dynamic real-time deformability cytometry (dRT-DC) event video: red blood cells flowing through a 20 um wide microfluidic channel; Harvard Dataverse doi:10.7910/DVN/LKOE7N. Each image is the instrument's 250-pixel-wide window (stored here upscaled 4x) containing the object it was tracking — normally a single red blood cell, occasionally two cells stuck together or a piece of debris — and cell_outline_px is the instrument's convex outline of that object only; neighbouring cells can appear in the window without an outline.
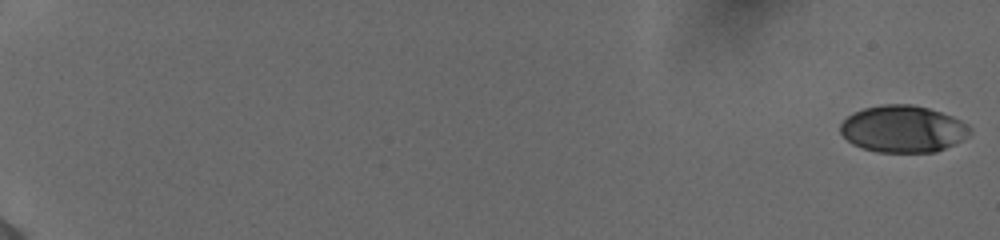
{"species": "human", "species_latin": "Homo sapiens", "temperature_condition": "cold", "stored_images_in_passage": 56, "camera_frame_rate_fps": 3000, "um_per_image_px": 0.085, "donor": {"sex": "female"}, "frame": {"image": 1, "passage_image": 1, "time_ms": 0.0, "image_size_px": [1000, 240], "cell_outline_px": [[972, 132], [968, 136], [936, 152], [876, 152], [852, 144], [840, 132], [840, 124], [852, 112], [864, 108], [880, 104], [912, 104], [928, 108], [952, 116], [968, 124], [972, 128]], "centroid_in_image_um": [76.74, 10.95], "position_along_channel_um": 8.3, "area_um2": 35.43}}
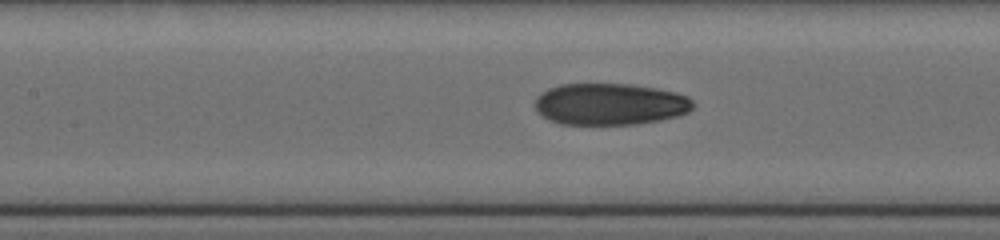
{"frame": {"image": 2, "passage_image": 30, "time_ms": 9.667, "image_size_px": [1000, 240], "cell_outline_px": [[692, 108], [688, 112], [676, 116], [660, 120], [636, 124], [560, 124], [548, 120], [536, 112], [536, 96], [548, 88], [560, 84], [632, 84], [656, 88], [676, 92], [688, 96], [692, 100]], "centroid_in_image_um": [51.82, 8.85], "position_along_channel_um": 155.6, "area_um2": 38.55}}
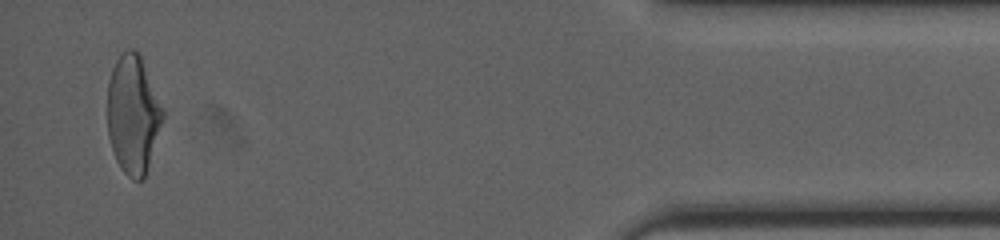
{"frame": {"image": 3, "passage_image": 55, "time_ms": 18.0, "image_size_px": [1000, 240], "cell_outline_px": [[164, 116], [144, 180], [132, 180], [120, 168], [116, 160], [108, 136], [108, 80], [112, 68], [116, 60], [128, 48], [132, 48], [140, 56], [164, 108]], "centroid_in_image_um": [11.31, 9.75], "position_along_channel_um": 423.9, "area_um2": 38.09}, "authors_computed_cell_mechanics": {"area_um2": 37.9457, "velocity_mm_per_s": 3.8931, "shape_relaxation_time_tau1_ms": 5.0715, "shape_relaxation_time_tau2_ms": 1.7453, "deformation_change_tau1": 0.1701, "deformation_change_tau2": 0.0731}}